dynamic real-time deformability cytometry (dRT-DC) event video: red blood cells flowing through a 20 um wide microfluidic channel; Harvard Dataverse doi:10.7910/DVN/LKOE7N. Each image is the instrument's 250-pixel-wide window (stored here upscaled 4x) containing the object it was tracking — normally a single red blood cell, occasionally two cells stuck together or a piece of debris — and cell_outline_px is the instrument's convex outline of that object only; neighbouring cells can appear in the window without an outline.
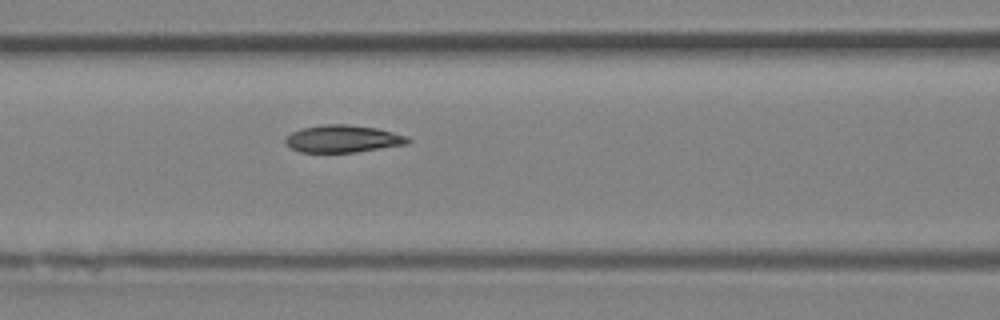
{"species": "Egyptian fruit bat (a non-hibernating species)", "species_latin": "Rousettus aegyptiacus", "temperature_condition": "room temperature", "stored_images_in_passage": 3, "camera_frame_rate_fps": 3000, "um_per_image_px": 0.085, "animal": {"sex": "female"}, "frame": {"image": 1, "passage_image": 3, "time_ms": 0.667, "image_size_px": [1000, 320], "cell_outline_px": [[412, 140], [408, 144], [356, 152], [300, 152], [292, 148], [284, 140], [284, 136], [292, 132], [304, 128], [324, 124], [348, 124], [376, 128], [408, 136]], "centroid_in_image_um": [29.17, 11.79], "position_along_channel_um": 137.4, "area_um2": 19.48}}